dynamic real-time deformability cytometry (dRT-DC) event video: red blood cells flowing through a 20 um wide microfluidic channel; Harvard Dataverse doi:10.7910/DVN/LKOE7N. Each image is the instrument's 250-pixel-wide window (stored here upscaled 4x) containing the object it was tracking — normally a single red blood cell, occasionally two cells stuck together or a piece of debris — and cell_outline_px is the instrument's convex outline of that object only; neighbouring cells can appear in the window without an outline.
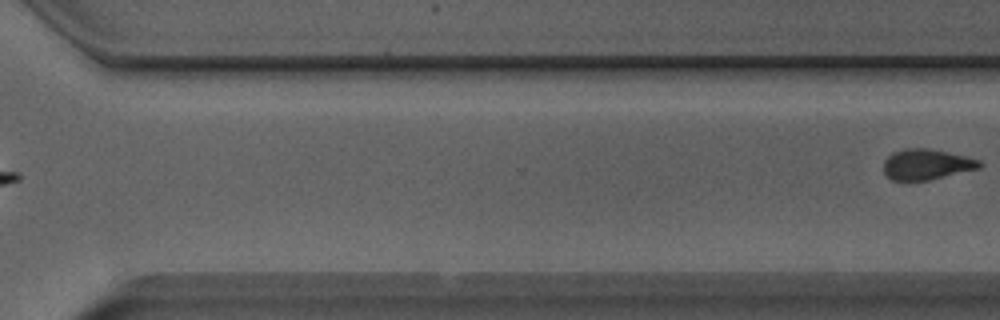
{"species": "Egyptian fruit bat (a non-hibernating species)", "species_latin": "Rousettus aegyptiacus", "temperature_condition": "room temperature", "stored_images_in_passage": 10, "segment_of_instrument_passage": [2, 2], "camera_frame_rate_fps": 3000, "um_per_image_px": 0.085, "animal": {"sex": "male"}, "frame": {"image": 1, "passage_image": 10, "time_ms": 10.333, "image_size_px": [1000, 320], "cell_outline_px": [[984, 164], [980, 168], [928, 180], [892, 180], [884, 172], [884, 160], [892, 152], [904, 148], [928, 148], [964, 156], [980, 160]], "centroid_in_image_um": [78.75, 13.96], "position_along_channel_um": 291.8, "area_um2": 16.99}}